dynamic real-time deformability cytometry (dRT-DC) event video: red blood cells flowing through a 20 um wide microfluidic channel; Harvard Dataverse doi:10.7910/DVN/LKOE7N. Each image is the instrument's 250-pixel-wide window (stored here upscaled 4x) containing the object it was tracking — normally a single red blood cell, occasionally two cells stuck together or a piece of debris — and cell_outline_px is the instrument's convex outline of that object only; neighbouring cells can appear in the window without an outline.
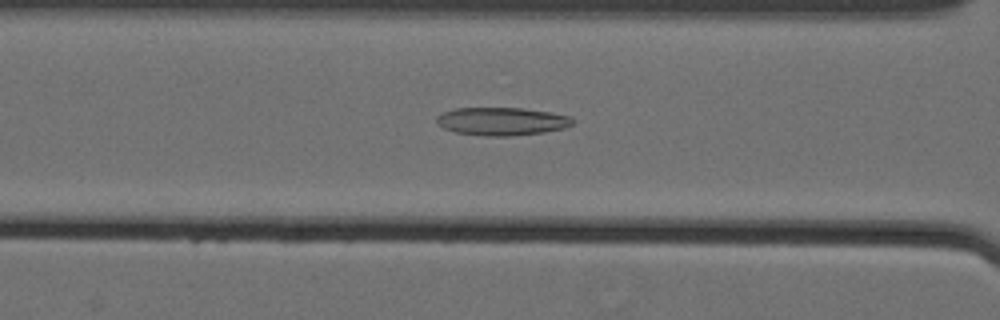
{"species": "Egyptian fruit bat (a non-hibernating species)", "species_latin": "Rousettus aegyptiacus", "temperature_condition": "cold", "stored_images_in_passage": 44, "camera_frame_rate_fps": 3000, "um_per_image_px": 0.085, "animal": {"sex": "female"}, "frame": {"image": 1, "passage_image": 28, "time_ms": 9.0, "image_size_px": [1000, 320], "cell_outline_px": [[576, 120], [572, 124], [564, 128], [544, 132], [512, 136], [484, 136], [456, 132], [444, 128], [436, 120], [436, 116], [440, 112], [456, 108], [524, 108], [552, 112], [572, 116]], "centroid_in_image_um": [42.69, 10.3], "position_along_channel_um": 123.9, "area_um2": 22.43}}
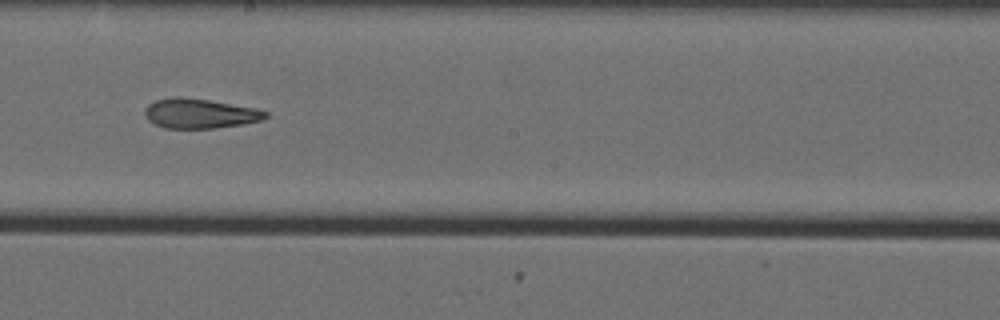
{"frame": {"image": 2, "passage_image": 37, "time_ms": 12.0, "image_size_px": [1000, 320], "cell_outline_px": [[268, 116], [264, 120], [244, 124], [212, 128], [164, 128], [152, 124], [144, 116], [144, 108], [148, 104], [156, 100], [172, 96], [180, 96], [208, 100], [256, 108], [268, 112]], "centroid_in_image_um": [16.95, 9.65], "position_along_channel_um": 231.2, "area_um2": 21.15}}
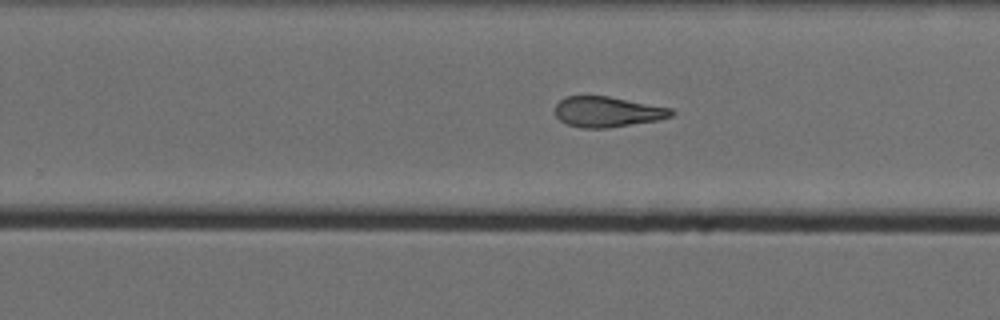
{"frame": {"image": 3, "passage_image": 41, "time_ms": 13.333, "image_size_px": [1000, 320], "cell_outline_px": [[676, 112], [672, 116], [660, 120], [608, 128], [580, 128], [568, 124], [560, 120], [556, 116], [556, 104], [564, 96], [608, 96], [672, 108]], "centroid_in_image_um": [51.66, 9.51], "position_along_channel_um": 278.1, "area_um2": 20.75}}